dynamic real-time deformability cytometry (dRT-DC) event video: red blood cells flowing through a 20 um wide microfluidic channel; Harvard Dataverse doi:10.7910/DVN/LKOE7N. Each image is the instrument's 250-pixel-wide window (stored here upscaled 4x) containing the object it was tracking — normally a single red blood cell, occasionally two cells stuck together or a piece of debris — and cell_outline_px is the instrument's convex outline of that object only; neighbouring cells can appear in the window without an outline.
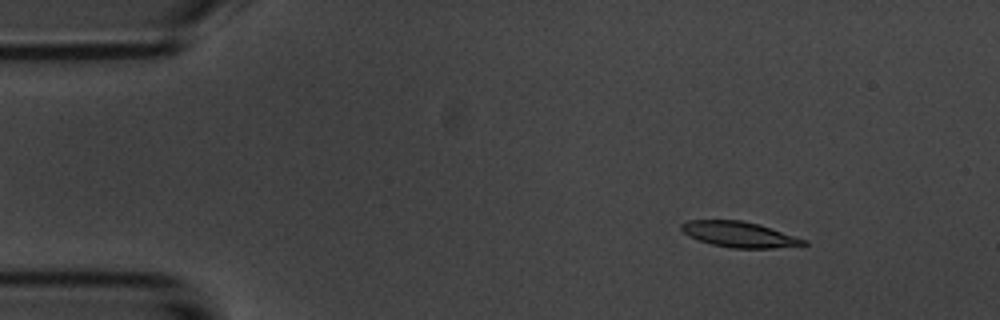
{"species": "common noctule bat (a hibernating species)", "species_latin": "Nyctalus noctula", "temperature_condition": "room temperature", "stored_images_in_passage": 4, "camera_frame_rate_fps": 3000, "um_per_image_px": 0.085, "animal": {"sex": "male", "body_mass_g": 20.1, "forearm_length_mm": 53.5}, "frame": {"image": 1, "passage_image": 2, "time_ms": 1.0, "image_size_px": [1000, 320], "cell_outline_px": [[808, 244], [772, 248], [732, 248], [712, 244], [688, 236], [680, 228], [680, 224], [688, 220], [740, 220], [760, 224], [808, 240]], "centroid_in_image_um": [62.85, 19.92], "position_along_channel_um": 22.2, "area_um2": 18.21}}